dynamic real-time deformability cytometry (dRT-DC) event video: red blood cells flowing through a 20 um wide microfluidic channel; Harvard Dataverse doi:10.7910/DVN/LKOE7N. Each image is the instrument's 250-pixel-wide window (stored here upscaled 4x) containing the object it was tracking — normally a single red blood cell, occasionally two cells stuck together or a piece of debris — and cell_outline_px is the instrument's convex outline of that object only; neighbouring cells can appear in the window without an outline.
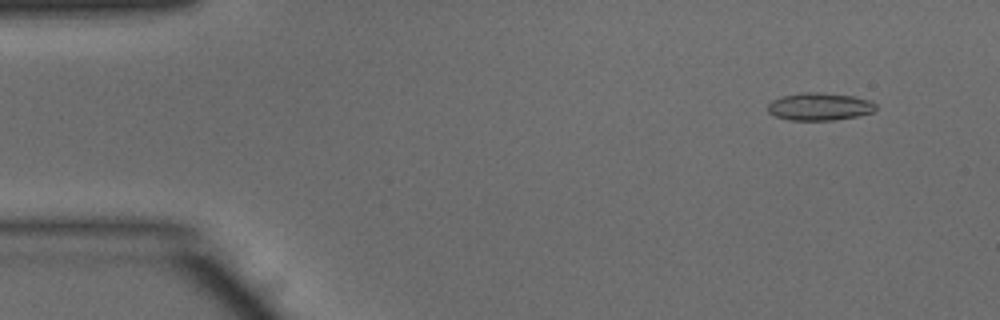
{"species": "common noctule bat (a hibernating species)", "species_latin": "Nyctalus noctula", "temperature_condition": "warm", "stored_images_in_passage": 15, "camera_frame_rate_fps": 3000, "um_per_image_px": 0.085, "animal": {"sex": "male", "body_mass_g": 15.6}, "frame": {"image": 1, "passage_image": 4, "time_ms": 1.0, "image_size_px": [1000, 320], "cell_outline_px": [[876, 108], [872, 112], [856, 116], [836, 120], [792, 120], [776, 116], [768, 112], [768, 104], [772, 100], [780, 96], [804, 92], [820, 92], [856, 96], [872, 100], [876, 104]], "centroid_in_image_um": [69.68, 9.04], "position_along_channel_um": 15.3, "area_um2": 17.51}}
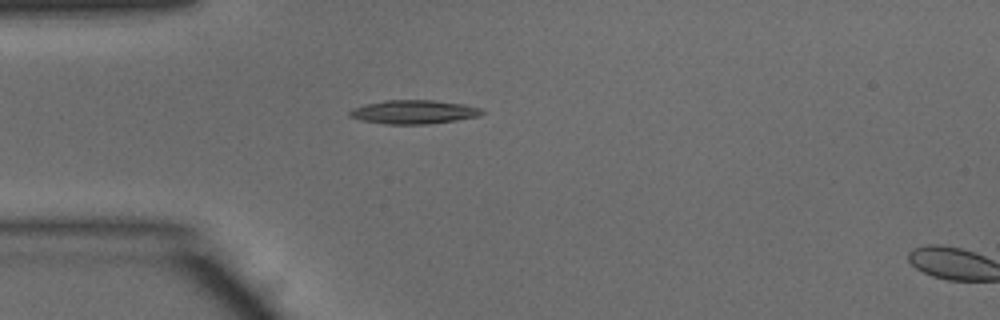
{"frame": {"image": 2, "passage_image": 13, "time_ms": 4.0, "image_size_px": [1000, 320], "cell_outline_px": [[484, 112], [480, 116], [456, 120], [428, 124], [384, 124], [360, 120], [348, 116], [348, 112], [352, 108], [364, 104], [384, 100], [432, 100], [464, 104], [480, 108]], "centroid_in_image_um": [35.13, 9.52], "position_along_channel_um": 49.9, "area_um2": 18.44}}